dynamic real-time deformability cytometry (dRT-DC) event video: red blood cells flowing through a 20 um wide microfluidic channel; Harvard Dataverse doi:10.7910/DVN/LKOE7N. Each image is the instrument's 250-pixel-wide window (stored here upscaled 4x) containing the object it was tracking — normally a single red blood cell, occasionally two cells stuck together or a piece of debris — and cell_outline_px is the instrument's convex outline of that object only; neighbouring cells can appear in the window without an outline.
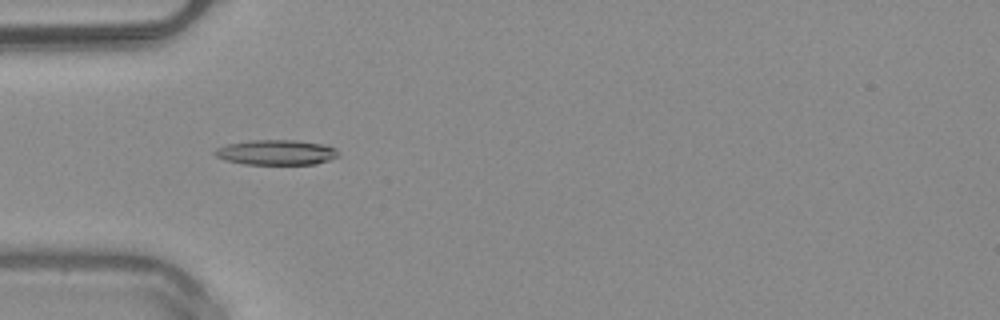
{"species": "common noctule bat (a hibernating species)", "species_latin": "Nyctalus noctula", "temperature_condition": "warm", "stored_images_in_passage": 50, "camera_frame_rate_fps": 3000, "um_per_image_px": 0.085, "animal": {"sex": "male", "body_mass_g": 20.4}, "frame": {"image": 1, "passage_image": 16, "time_ms": 5.0, "image_size_px": [1000, 320], "cell_outline_px": [[340, 156], [316, 164], [244, 164], [228, 160], [216, 156], [212, 152], [216, 148], [228, 144], [252, 140], [296, 140], [324, 144], [336, 148]], "centroid_in_image_um": [23.52, 12.95], "position_along_channel_um": 61.5, "area_um2": 18.03}}
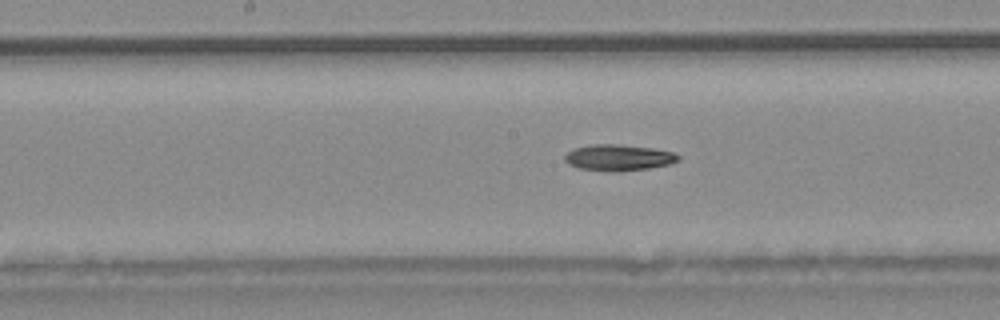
{"frame": {"image": 2, "passage_image": 26, "time_ms": 8.333, "image_size_px": [1000, 320], "cell_outline_px": [[680, 160], [668, 164], [648, 168], [620, 172], [612, 172], [580, 168], [568, 164], [564, 160], [564, 156], [568, 152], [576, 148], [592, 144], [616, 144], [652, 148], [672, 152], [680, 156]], "centroid_in_image_um": [52.57, 13.4], "position_along_channel_um": 195.6, "area_um2": 17.22}}
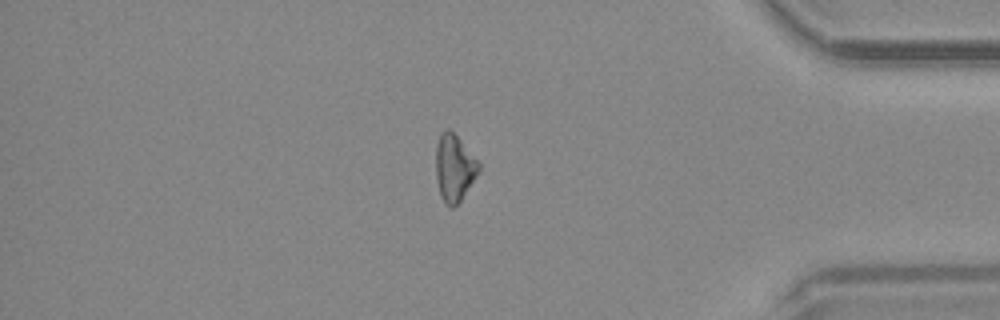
{"frame": {"image": 3, "passage_image": 43, "time_ms": 14.0, "image_size_px": [1000, 320], "cell_outline_px": [[480, 172], [460, 200], [452, 208], [448, 208], [444, 204], [440, 196], [436, 180], [436, 144], [440, 136], [448, 128], [456, 136], [480, 164]], "centroid_in_image_um": [38.6, 14.33], "position_along_channel_um": 396.6, "area_um2": 16.53}, "authors_computed_cell_mechanics": {"area_um2": 17.2244, "velocity_mm_per_s": 4.0796, "shape_relaxation_time_tau1_ms": 11.2673, "shape_relaxation_time_tau2_ms": null, "deformation_change_tau1": 0.1759, "deformation_change_tau2": null}}